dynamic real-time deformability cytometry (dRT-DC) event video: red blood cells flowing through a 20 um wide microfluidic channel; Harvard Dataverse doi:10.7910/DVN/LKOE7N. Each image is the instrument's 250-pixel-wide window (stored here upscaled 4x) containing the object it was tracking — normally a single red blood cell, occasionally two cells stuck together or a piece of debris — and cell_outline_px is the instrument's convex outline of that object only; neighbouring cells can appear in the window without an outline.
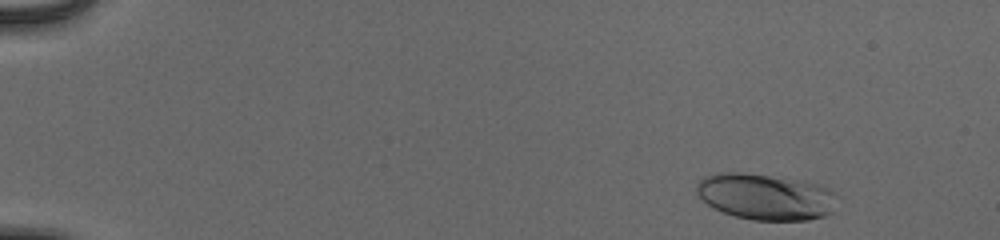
{"species": "human", "species_latin": "Homo sapiens", "temperature_condition": "cold", "stored_images_in_passage": 51, "camera_frame_rate_fps": 3000, "um_per_image_px": 0.085, "donor": {"sex": "male"}, "frame": {"image": 1, "passage_image": 3, "time_ms": 0.667, "image_size_px": [1000, 240], "cell_outline_px": [[832, 192], [828, 212], [824, 216], [808, 220], [752, 220], [736, 216], [724, 212], [708, 204], [696, 192], [696, 184], [704, 176], [716, 172], [740, 172], [768, 176], [816, 184]], "centroid_in_image_um": [64.92, 16.72], "position_along_channel_um": 20.1, "area_um2": 36.53}}
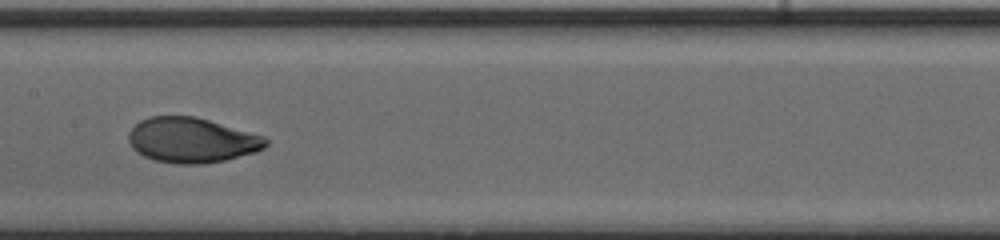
{"frame": {"image": 2, "passage_image": 27, "time_ms": 8.667, "image_size_px": [1000, 240], "cell_outline_px": [[268, 144], [264, 148], [256, 152], [224, 160], [204, 164], [176, 164], [156, 160], [144, 156], [136, 152], [132, 148], [128, 140], [128, 132], [140, 120], [148, 116], [196, 116], [264, 136], [268, 140]], "centroid_in_image_um": [16.28, 11.91], "position_along_channel_um": 191.1, "area_um2": 36.18}}
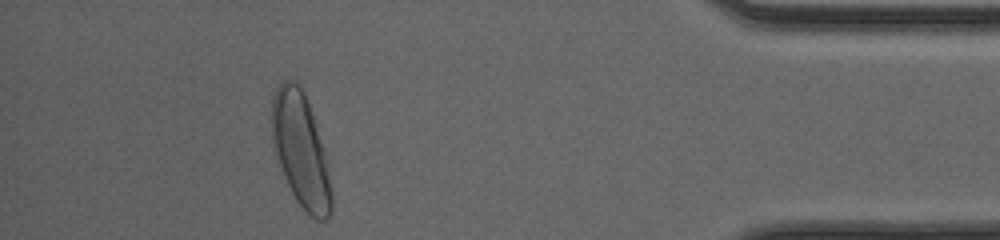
{"frame": {"image": 3, "passage_image": 47, "time_ms": 15.333, "image_size_px": [1000, 240], "cell_outline_px": [[332, 212], [324, 220], [316, 220], [296, 200], [276, 164], [272, 148], [272, 96], [276, 88], [284, 80], [292, 80], [304, 92], [316, 124], [324, 148], [328, 164], [332, 192]], "centroid_in_image_um": [25.55, 12.79], "position_along_channel_um": 409.7, "area_um2": 39.88}, "authors_computed_cell_mechanics": {"area_um2": 35.836, "velocity_mm_per_s": 3.8902, "shape_relaxation_time_tau1_ms": 3.3396, "shape_relaxation_time_tau2_ms": null, "deformation_change_tau1": 0.1742, "deformation_change_tau2": null}}